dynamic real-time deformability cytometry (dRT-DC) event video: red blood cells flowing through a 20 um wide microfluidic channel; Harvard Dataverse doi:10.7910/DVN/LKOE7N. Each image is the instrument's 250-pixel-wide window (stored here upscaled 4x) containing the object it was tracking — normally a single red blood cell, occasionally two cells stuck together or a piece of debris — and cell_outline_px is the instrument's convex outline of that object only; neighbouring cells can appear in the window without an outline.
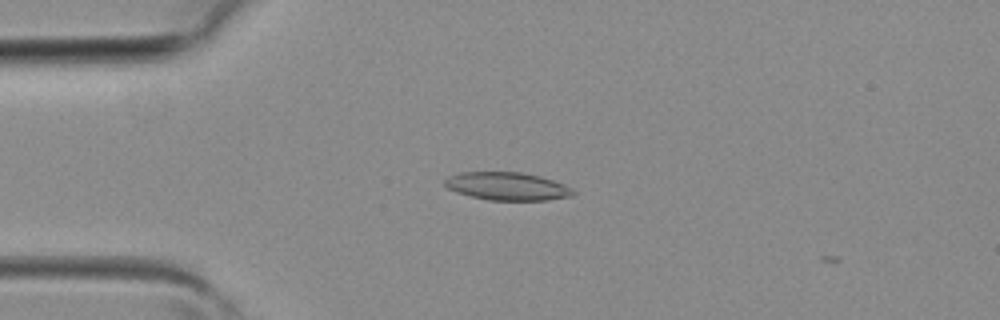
{"species": "common noctule bat (a hibernating species)", "species_latin": "Nyctalus noctula", "temperature_condition": "room temperature", "stored_images_in_passage": 4, "camera_frame_rate_fps": 3000, "um_per_image_px": 0.085, "animal": {"sex": "female", "body_mass_g": 19.3, "forearm_length_mm": 54.1}, "frame": {"image": 1, "passage_image": 3, "time_ms": 0.667, "image_size_px": [1000, 320], "cell_outline_px": [[576, 192], [572, 196], [548, 200], [488, 200], [456, 192], [448, 188], [444, 184], [444, 180], [448, 176], [460, 172], [520, 172], [540, 176], [564, 184], [572, 188]], "centroid_in_image_um": [43.12, 15.83], "position_along_channel_um": 41.9, "area_um2": 20.92}}